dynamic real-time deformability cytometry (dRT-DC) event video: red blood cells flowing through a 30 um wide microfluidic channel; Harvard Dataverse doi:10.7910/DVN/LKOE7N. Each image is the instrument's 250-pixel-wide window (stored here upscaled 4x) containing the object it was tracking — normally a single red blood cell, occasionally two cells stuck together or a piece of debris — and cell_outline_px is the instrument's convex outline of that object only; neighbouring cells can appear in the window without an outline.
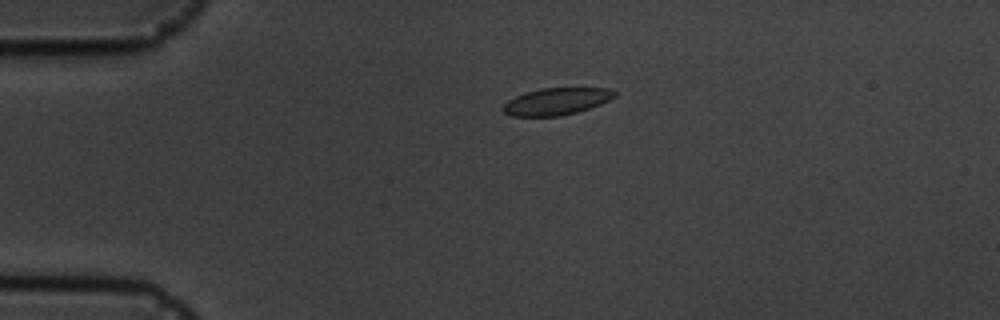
{"species": "common noctule bat (a hibernating species)", "species_latin": "Nyctalus noctula", "temperature_condition": "cold", "stored_images_in_passage": 2, "camera_frame_rate_fps": 3000, "um_per_image_px": 0.085, "animal": {"sex": "male", "body_mass_g": 19.5, "forearm_length_mm": 54.6}, "frame": {"image": 1, "passage_image": 1, "time_ms": 0.0, "image_size_px": [1000, 320], "cell_outline_px": [[616, 96], [600, 104], [576, 112], [560, 116], [512, 116], [504, 112], [504, 104], [508, 100], [524, 92], [540, 88], [608, 88], [616, 92]], "centroid_in_image_um": [47.29, 8.61], "position_along_channel_um": 37.7, "area_um2": 17.4}}